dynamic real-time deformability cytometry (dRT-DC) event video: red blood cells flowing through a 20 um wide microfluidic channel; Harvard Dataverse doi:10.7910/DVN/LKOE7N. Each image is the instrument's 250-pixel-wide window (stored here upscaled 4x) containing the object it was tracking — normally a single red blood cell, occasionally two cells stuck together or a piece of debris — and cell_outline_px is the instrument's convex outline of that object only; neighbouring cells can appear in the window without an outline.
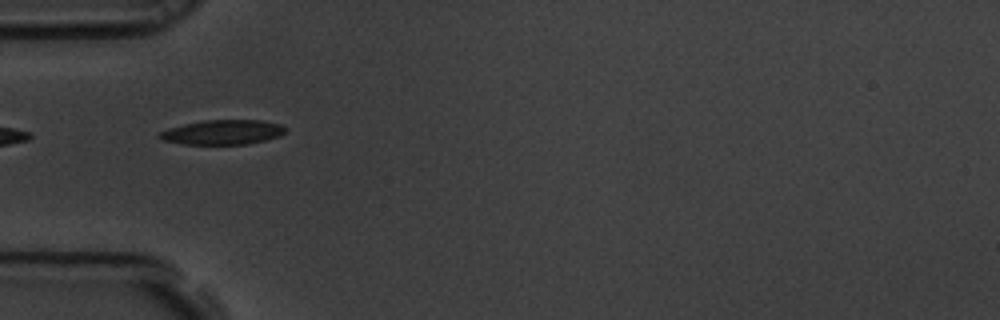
{"species": "common noctule bat (a hibernating species)", "species_latin": "Nyctalus noctula", "temperature_condition": "room temperature", "stored_images_in_passage": 40, "camera_frame_rate_fps": 3000, "um_per_image_px": 0.085, "animal": {"sex": "male", "body_mass_g": 19.5, "forearm_length_mm": 54.6}, "frame": {"image": 1, "passage_image": 1, "time_ms": 0.0, "image_size_px": [1000, 320], "cell_outline_px": [[284, 132], [280, 136], [248, 144], [184, 144], [164, 140], [156, 136], [160, 132], [168, 128], [184, 124], [204, 120], [260, 120], [280, 124], [284, 128]], "centroid_in_image_um": [18.9, 11.23], "position_along_channel_um": 66.1, "area_um2": 17.92}, "authors_computed_cell_mechanics": {"area_um2": 17.9469, "velocity_mm_per_s": 3.4715, "shape_relaxation_time_tau1_ms": 3.4137, "shape_relaxation_time_tau2_ms": 2.7162, "deformation_change_tau1": 0.1283, "deformation_change_tau2": 0.0937}}